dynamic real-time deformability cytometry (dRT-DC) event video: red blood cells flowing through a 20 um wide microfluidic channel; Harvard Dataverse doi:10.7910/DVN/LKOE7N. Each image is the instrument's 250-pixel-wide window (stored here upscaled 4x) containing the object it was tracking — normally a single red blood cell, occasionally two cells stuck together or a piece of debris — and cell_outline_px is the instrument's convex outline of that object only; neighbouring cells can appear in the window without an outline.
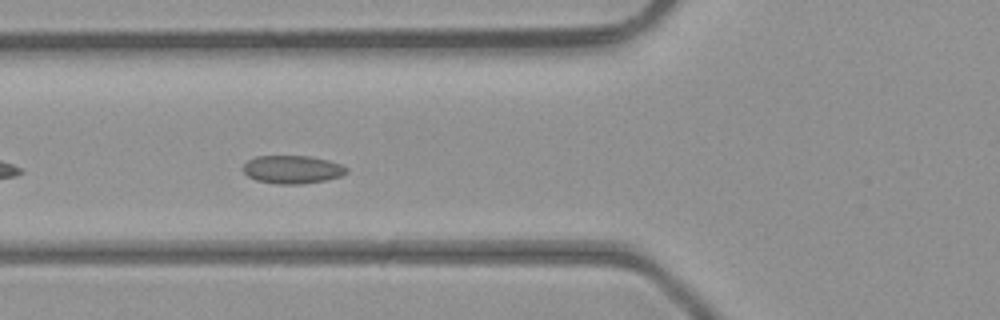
{"species": "common noctule bat (a hibernating species)", "species_latin": "Nyctalus noctula", "temperature_condition": "room temperature", "stored_images_in_passage": 34, "camera_frame_rate_fps": 3000, "um_per_image_px": 0.085, "animal": {"sex": "male", "body_mass_g": 23.1, "forearm_length_mm": 52.7}, "frame": {"image": 1, "passage_image": 4, "time_ms": 1.0, "image_size_px": [1000, 320], "cell_outline_px": [[348, 172], [340, 176], [324, 180], [300, 184], [276, 184], [256, 180], [248, 176], [240, 168], [248, 160], [256, 156], [308, 156], [328, 160], [340, 164], [348, 168]], "centroid_in_image_um": [24.82, 14.4], "position_along_channel_um": 101.0, "area_um2": 16.94}}
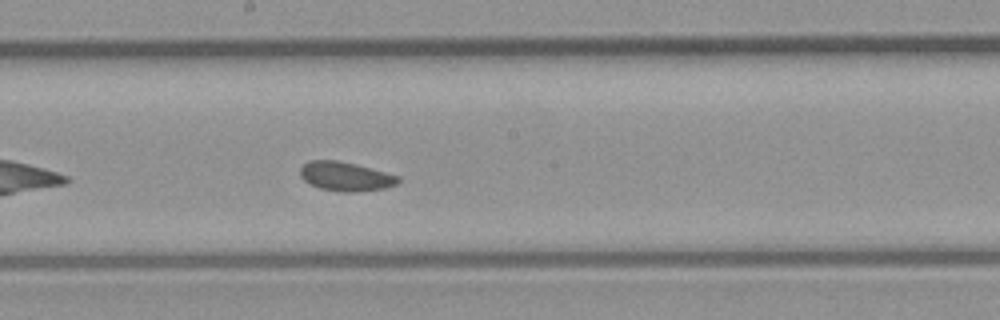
{"frame": {"image": 2, "passage_image": 12, "time_ms": 3.667, "image_size_px": [1000, 320], "cell_outline_px": [[400, 180], [396, 184], [384, 188], [356, 192], [340, 192], [320, 188], [304, 180], [300, 176], [300, 168], [308, 160], [336, 160], [356, 164], [400, 176]], "centroid_in_image_um": [29.37, 14.99], "position_along_channel_um": 218.8, "area_um2": 16.59}}
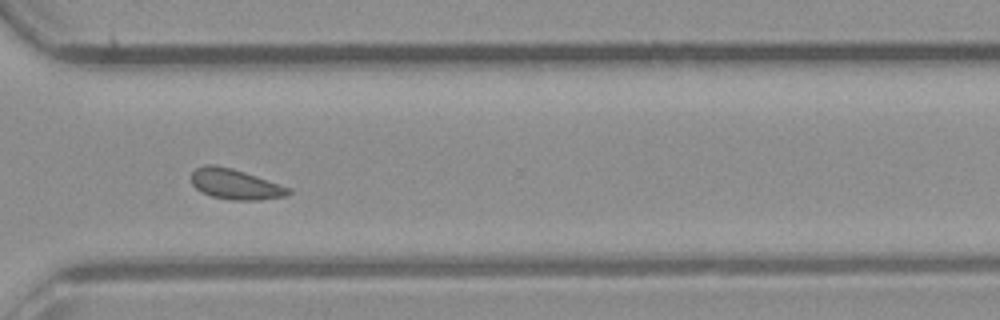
{"frame": {"image": 3, "passage_image": 21, "time_ms": 6.667, "image_size_px": [1000, 320], "cell_outline_px": [[292, 192], [288, 196], [260, 200], [232, 200], [212, 196], [200, 192], [192, 184], [192, 172], [196, 168], [204, 164], [216, 164], [232, 168], [292, 188]], "centroid_in_image_um": [20.02, 15.66], "position_along_channel_um": 350.6, "area_um2": 17.34}}